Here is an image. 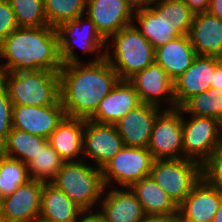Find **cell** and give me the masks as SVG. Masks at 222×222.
Masks as SVG:
<instances>
[{"label": "cell", "mask_w": 222, "mask_h": 222, "mask_svg": "<svg viewBox=\"0 0 222 222\" xmlns=\"http://www.w3.org/2000/svg\"><path fill=\"white\" fill-rule=\"evenodd\" d=\"M87 213H88V210H82L79 213L77 220L75 222H105L101 212H97V213L91 212L89 215Z\"/></svg>", "instance_id": "8d00e7d4"}, {"label": "cell", "mask_w": 222, "mask_h": 222, "mask_svg": "<svg viewBox=\"0 0 222 222\" xmlns=\"http://www.w3.org/2000/svg\"><path fill=\"white\" fill-rule=\"evenodd\" d=\"M65 117L61 100L40 107L13 105L12 128L48 139Z\"/></svg>", "instance_id": "5bb4252c"}, {"label": "cell", "mask_w": 222, "mask_h": 222, "mask_svg": "<svg viewBox=\"0 0 222 222\" xmlns=\"http://www.w3.org/2000/svg\"><path fill=\"white\" fill-rule=\"evenodd\" d=\"M123 146L115 124H100L85 119L83 156L94 160L97 168L102 169Z\"/></svg>", "instance_id": "4fadbf2b"}, {"label": "cell", "mask_w": 222, "mask_h": 222, "mask_svg": "<svg viewBox=\"0 0 222 222\" xmlns=\"http://www.w3.org/2000/svg\"><path fill=\"white\" fill-rule=\"evenodd\" d=\"M0 81L13 105L49 106L60 101L59 72L37 70L1 72Z\"/></svg>", "instance_id": "277c9868"}, {"label": "cell", "mask_w": 222, "mask_h": 222, "mask_svg": "<svg viewBox=\"0 0 222 222\" xmlns=\"http://www.w3.org/2000/svg\"><path fill=\"white\" fill-rule=\"evenodd\" d=\"M222 200L218 188L204 175L178 206L180 222H213Z\"/></svg>", "instance_id": "9a60e30c"}, {"label": "cell", "mask_w": 222, "mask_h": 222, "mask_svg": "<svg viewBox=\"0 0 222 222\" xmlns=\"http://www.w3.org/2000/svg\"><path fill=\"white\" fill-rule=\"evenodd\" d=\"M179 215L145 214L141 222H178Z\"/></svg>", "instance_id": "d590c367"}, {"label": "cell", "mask_w": 222, "mask_h": 222, "mask_svg": "<svg viewBox=\"0 0 222 222\" xmlns=\"http://www.w3.org/2000/svg\"><path fill=\"white\" fill-rule=\"evenodd\" d=\"M196 56L189 35H182L155 48L154 62L160 65L174 82L191 66Z\"/></svg>", "instance_id": "7402d4cb"}, {"label": "cell", "mask_w": 222, "mask_h": 222, "mask_svg": "<svg viewBox=\"0 0 222 222\" xmlns=\"http://www.w3.org/2000/svg\"><path fill=\"white\" fill-rule=\"evenodd\" d=\"M189 37L197 56L221 57V19L211 15L209 12L195 14Z\"/></svg>", "instance_id": "44dd1931"}, {"label": "cell", "mask_w": 222, "mask_h": 222, "mask_svg": "<svg viewBox=\"0 0 222 222\" xmlns=\"http://www.w3.org/2000/svg\"><path fill=\"white\" fill-rule=\"evenodd\" d=\"M15 13L19 27H42L48 22L43 0H8Z\"/></svg>", "instance_id": "1f68e13d"}, {"label": "cell", "mask_w": 222, "mask_h": 222, "mask_svg": "<svg viewBox=\"0 0 222 222\" xmlns=\"http://www.w3.org/2000/svg\"><path fill=\"white\" fill-rule=\"evenodd\" d=\"M205 175L218 188L222 196V170H205Z\"/></svg>", "instance_id": "f35d334b"}, {"label": "cell", "mask_w": 222, "mask_h": 222, "mask_svg": "<svg viewBox=\"0 0 222 222\" xmlns=\"http://www.w3.org/2000/svg\"><path fill=\"white\" fill-rule=\"evenodd\" d=\"M182 139L184 158L199 162L204 168L213 160L222 141V122L213 117L192 115L183 118Z\"/></svg>", "instance_id": "ba28073f"}, {"label": "cell", "mask_w": 222, "mask_h": 222, "mask_svg": "<svg viewBox=\"0 0 222 222\" xmlns=\"http://www.w3.org/2000/svg\"><path fill=\"white\" fill-rule=\"evenodd\" d=\"M28 180H30V176L27 165L0 152V197L13 194L20 185Z\"/></svg>", "instance_id": "f546056e"}, {"label": "cell", "mask_w": 222, "mask_h": 222, "mask_svg": "<svg viewBox=\"0 0 222 222\" xmlns=\"http://www.w3.org/2000/svg\"><path fill=\"white\" fill-rule=\"evenodd\" d=\"M155 6L135 11L136 29L153 48L168 43L176 37L189 35L194 13L183 0H161Z\"/></svg>", "instance_id": "3957f363"}, {"label": "cell", "mask_w": 222, "mask_h": 222, "mask_svg": "<svg viewBox=\"0 0 222 222\" xmlns=\"http://www.w3.org/2000/svg\"><path fill=\"white\" fill-rule=\"evenodd\" d=\"M64 163L65 161L47 142L26 165L30 179L51 183Z\"/></svg>", "instance_id": "83f0119b"}, {"label": "cell", "mask_w": 222, "mask_h": 222, "mask_svg": "<svg viewBox=\"0 0 222 222\" xmlns=\"http://www.w3.org/2000/svg\"><path fill=\"white\" fill-rule=\"evenodd\" d=\"M0 214H1V197H0Z\"/></svg>", "instance_id": "ee69618b"}, {"label": "cell", "mask_w": 222, "mask_h": 222, "mask_svg": "<svg viewBox=\"0 0 222 222\" xmlns=\"http://www.w3.org/2000/svg\"><path fill=\"white\" fill-rule=\"evenodd\" d=\"M48 25L57 27L84 15L87 0H43Z\"/></svg>", "instance_id": "4dcf8cb0"}, {"label": "cell", "mask_w": 222, "mask_h": 222, "mask_svg": "<svg viewBox=\"0 0 222 222\" xmlns=\"http://www.w3.org/2000/svg\"><path fill=\"white\" fill-rule=\"evenodd\" d=\"M114 51L105 52V59L122 80H129L136 73L154 63L155 49L132 24L112 35ZM114 59V60H113Z\"/></svg>", "instance_id": "5b68a950"}, {"label": "cell", "mask_w": 222, "mask_h": 222, "mask_svg": "<svg viewBox=\"0 0 222 222\" xmlns=\"http://www.w3.org/2000/svg\"><path fill=\"white\" fill-rule=\"evenodd\" d=\"M129 81L138 93L141 103L159 107L162 96L163 101H169L168 109H174L173 81L164 69L155 62L132 76ZM162 95V96H161ZM161 97V98H160Z\"/></svg>", "instance_id": "ac0fdd59"}, {"label": "cell", "mask_w": 222, "mask_h": 222, "mask_svg": "<svg viewBox=\"0 0 222 222\" xmlns=\"http://www.w3.org/2000/svg\"><path fill=\"white\" fill-rule=\"evenodd\" d=\"M213 222H222V200L219 204L215 217L213 218Z\"/></svg>", "instance_id": "7bdbcfd3"}, {"label": "cell", "mask_w": 222, "mask_h": 222, "mask_svg": "<svg viewBox=\"0 0 222 222\" xmlns=\"http://www.w3.org/2000/svg\"><path fill=\"white\" fill-rule=\"evenodd\" d=\"M12 6L5 0L0 3V44L14 30L18 28Z\"/></svg>", "instance_id": "836d02e7"}, {"label": "cell", "mask_w": 222, "mask_h": 222, "mask_svg": "<svg viewBox=\"0 0 222 222\" xmlns=\"http://www.w3.org/2000/svg\"><path fill=\"white\" fill-rule=\"evenodd\" d=\"M43 182L30 179L10 195L1 198L2 222H37L41 213Z\"/></svg>", "instance_id": "7c38bea8"}, {"label": "cell", "mask_w": 222, "mask_h": 222, "mask_svg": "<svg viewBox=\"0 0 222 222\" xmlns=\"http://www.w3.org/2000/svg\"><path fill=\"white\" fill-rule=\"evenodd\" d=\"M152 153L147 148H123L102 168L105 187L113 179L124 189L150 175L154 162ZM110 181V182H109Z\"/></svg>", "instance_id": "9c48e42d"}, {"label": "cell", "mask_w": 222, "mask_h": 222, "mask_svg": "<svg viewBox=\"0 0 222 222\" xmlns=\"http://www.w3.org/2000/svg\"><path fill=\"white\" fill-rule=\"evenodd\" d=\"M212 88H222V62H220L213 73V82H211Z\"/></svg>", "instance_id": "b9f144b4"}, {"label": "cell", "mask_w": 222, "mask_h": 222, "mask_svg": "<svg viewBox=\"0 0 222 222\" xmlns=\"http://www.w3.org/2000/svg\"><path fill=\"white\" fill-rule=\"evenodd\" d=\"M205 170H222V141L216 149L213 160L205 167Z\"/></svg>", "instance_id": "74e56055"}, {"label": "cell", "mask_w": 222, "mask_h": 222, "mask_svg": "<svg viewBox=\"0 0 222 222\" xmlns=\"http://www.w3.org/2000/svg\"><path fill=\"white\" fill-rule=\"evenodd\" d=\"M220 62L217 57L196 56L191 66L173 82L176 108H180L192 96L211 88L213 73Z\"/></svg>", "instance_id": "e0dca14e"}, {"label": "cell", "mask_w": 222, "mask_h": 222, "mask_svg": "<svg viewBox=\"0 0 222 222\" xmlns=\"http://www.w3.org/2000/svg\"><path fill=\"white\" fill-rule=\"evenodd\" d=\"M145 214L178 215V206L149 175L130 187Z\"/></svg>", "instance_id": "484cf974"}, {"label": "cell", "mask_w": 222, "mask_h": 222, "mask_svg": "<svg viewBox=\"0 0 222 222\" xmlns=\"http://www.w3.org/2000/svg\"><path fill=\"white\" fill-rule=\"evenodd\" d=\"M162 111L155 118L147 149L154 159L184 158L182 110L174 108Z\"/></svg>", "instance_id": "30bf717a"}, {"label": "cell", "mask_w": 222, "mask_h": 222, "mask_svg": "<svg viewBox=\"0 0 222 222\" xmlns=\"http://www.w3.org/2000/svg\"><path fill=\"white\" fill-rule=\"evenodd\" d=\"M83 16L76 20H69L59 24L55 29L58 36L60 57L63 64L80 63L76 53H74L75 42L86 53L100 52V48L107 47V41L96 29L95 23L86 16V24L82 25ZM83 26H88L87 29Z\"/></svg>", "instance_id": "8fae6325"}, {"label": "cell", "mask_w": 222, "mask_h": 222, "mask_svg": "<svg viewBox=\"0 0 222 222\" xmlns=\"http://www.w3.org/2000/svg\"><path fill=\"white\" fill-rule=\"evenodd\" d=\"M208 12L222 20V0H211Z\"/></svg>", "instance_id": "60d3db41"}, {"label": "cell", "mask_w": 222, "mask_h": 222, "mask_svg": "<svg viewBox=\"0 0 222 222\" xmlns=\"http://www.w3.org/2000/svg\"><path fill=\"white\" fill-rule=\"evenodd\" d=\"M85 119L65 117L48 137V143L65 162H79L83 154ZM74 159V160H73Z\"/></svg>", "instance_id": "cb8c5ba5"}, {"label": "cell", "mask_w": 222, "mask_h": 222, "mask_svg": "<svg viewBox=\"0 0 222 222\" xmlns=\"http://www.w3.org/2000/svg\"><path fill=\"white\" fill-rule=\"evenodd\" d=\"M81 211L63 191L51 183L43 184L38 221L75 222Z\"/></svg>", "instance_id": "d4e9b609"}, {"label": "cell", "mask_w": 222, "mask_h": 222, "mask_svg": "<svg viewBox=\"0 0 222 222\" xmlns=\"http://www.w3.org/2000/svg\"><path fill=\"white\" fill-rule=\"evenodd\" d=\"M47 142L43 137L12 128L0 152L27 164Z\"/></svg>", "instance_id": "4316f807"}, {"label": "cell", "mask_w": 222, "mask_h": 222, "mask_svg": "<svg viewBox=\"0 0 222 222\" xmlns=\"http://www.w3.org/2000/svg\"><path fill=\"white\" fill-rule=\"evenodd\" d=\"M140 104L133 84L129 80L120 79L112 91L100 101L89 120L100 124H115Z\"/></svg>", "instance_id": "ffe728a7"}, {"label": "cell", "mask_w": 222, "mask_h": 222, "mask_svg": "<svg viewBox=\"0 0 222 222\" xmlns=\"http://www.w3.org/2000/svg\"><path fill=\"white\" fill-rule=\"evenodd\" d=\"M160 107L141 103L126 113L115 125L124 146L147 148Z\"/></svg>", "instance_id": "d6986e66"}, {"label": "cell", "mask_w": 222, "mask_h": 222, "mask_svg": "<svg viewBox=\"0 0 222 222\" xmlns=\"http://www.w3.org/2000/svg\"><path fill=\"white\" fill-rule=\"evenodd\" d=\"M183 113L207 116L222 122V88H210L189 98L181 107Z\"/></svg>", "instance_id": "f1b7e54d"}, {"label": "cell", "mask_w": 222, "mask_h": 222, "mask_svg": "<svg viewBox=\"0 0 222 222\" xmlns=\"http://www.w3.org/2000/svg\"><path fill=\"white\" fill-rule=\"evenodd\" d=\"M1 72L47 70L59 72L63 63L60 57L55 27H18L0 44Z\"/></svg>", "instance_id": "7a4b0ae2"}, {"label": "cell", "mask_w": 222, "mask_h": 222, "mask_svg": "<svg viewBox=\"0 0 222 222\" xmlns=\"http://www.w3.org/2000/svg\"><path fill=\"white\" fill-rule=\"evenodd\" d=\"M124 1L132 8L134 12L148 8L153 3L151 0H124Z\"/></svg>", "instance_id": "ab89813d"}, {"label": "cell", "mask_w": 222, "mask_h": 222, "mask_svg": "<svg viewBox=\"0 0 222 222\" xmlns=\"http://www.w3.org/2000/svg\"><path fill=\"white\" fill-rule=\"evenodd\" d=\"M13 104L8 91L0 81V147L12 130Z\"/></svg>", "instance_id": "d6a6232c"}, {"label": "cell", "mask_w": 222, "mask_h": 222, "mask_svg": "<svg viewBox=\"0 0 222 222\" xmlns=\"http://www.w3.org/2000/svg\"><path fill=\"white\" fill-rule=\"evenodd\" d=\"M60 100L66 117L89 119L120 78L105 51L89 64H63L59 70Z\"/></svg>", "instance_id": "6da1fadb"}, {"label": "cell", "mask_w": 222, "mask_h": 222, "mask_svg": "<svg viewBox=\"0 0 222 222\" xmlns=\"http://www.w3.org/2000/svg\"><path fill=\"white\" fill-rule=\"evenodd\" d=\"M63 191L82 210H90L106 189L102 169L93 168L84 161L65 162L51 182Z\"/></svg>", "instance_id": "8992f818"}, {"label": "cell", "mask_w": 222, "mask_h": 222, "mask_svg": "<svg viewBox=\"0 0 222 222\" xmlns=\"http://www.w3.org/2000/svg\"><path fill=\"white\" fill-rule=\"evenodd\" d=\"M86 9V16L107 43L112 35L133 24L135 12L124 0H87Z\"/></svg>", "instance_id": "2e32d148"}, {"label": "cell", "mask_w": 222, "mask_h": 222, "mask_svg": "<svg viewBox=\"0 0 222 222\" xmlns=\"http://www.w3.org/2000/svg\"><path fill=\"white\" fill-rule=\"evenodd\" d=\"M205 175V168L197 161L179 159H155L150 176L179 206L192 188Z\"/></svg>", "instance_id": "52a82bcc"}, {"label": "cell", "mask_w": 222, "mask_h": 222, "mask_svg": "<svg viewBox=\"0 0 222 222\" xmlns=\"http://www.w3.org/2000/svg\"><path fill=\"white\" fill-rule=\"evenodd\" d=\"M106 194L101 202L105 222H141L144 218L142 205L130 187L126 190L111 189Z\"/></svg>", "instance_id": "603a6c76"}, {"label": "cell", "mask_w": 222, "mask_h": 222, "mask_svg": "<svg viewBox=\"0 0 222 222\" xmlns=\"http://www.w3.org/2000/svg\"><path fill=\"white\" fill-rule=\"evenodd\" d=\"M194 14L208 12L211 0H183Z\"/></svg>", "instance_id": "e575fe53"}]
</instances>
